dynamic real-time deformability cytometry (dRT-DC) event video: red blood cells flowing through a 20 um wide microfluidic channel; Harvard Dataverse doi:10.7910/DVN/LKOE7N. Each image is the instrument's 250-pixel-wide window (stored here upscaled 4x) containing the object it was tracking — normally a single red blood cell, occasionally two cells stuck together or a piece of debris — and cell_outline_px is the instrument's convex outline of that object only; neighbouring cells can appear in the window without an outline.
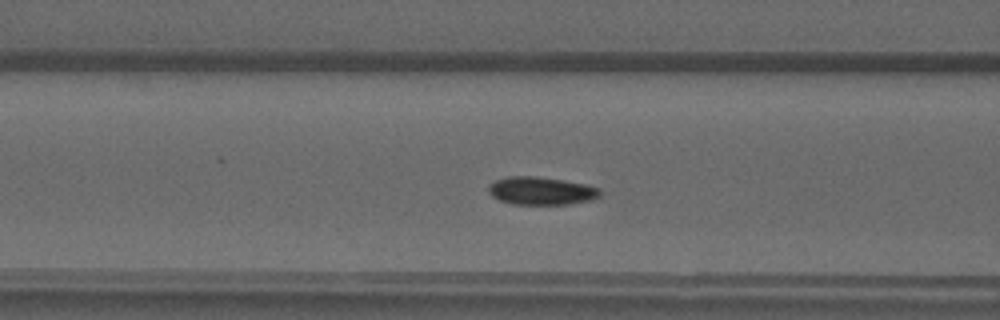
{"species": "common noctule bat (a hibernating species)", "species_latin": "Nyctalus noctula", "temperature_condition": "warm", "stored_images_in_passage": 33, "camera_frame_rate_fps": 3000, "um_per_image_px": 0.085, "animal": {"sex": "male", "forearm_length_mm": 52.5}, "frame": {"image": 1, "passage_image": 9, "time_ms": 2.667, "image_size_px": [1000, 320], "cell_outline_px": [[600, 196], [592, 200], [572, 204], [512, 204], [500, 200], [492, 196], [488, 192], [488, 184], [496, 180], [508, 176], [536, 176], [564, 180], [584, 184], [596, 188], [600, 192]], "centroid_in_image_um": [45.97, 16.22], "position_along_channel_um": 120.6, "area_um2": 18.15}}
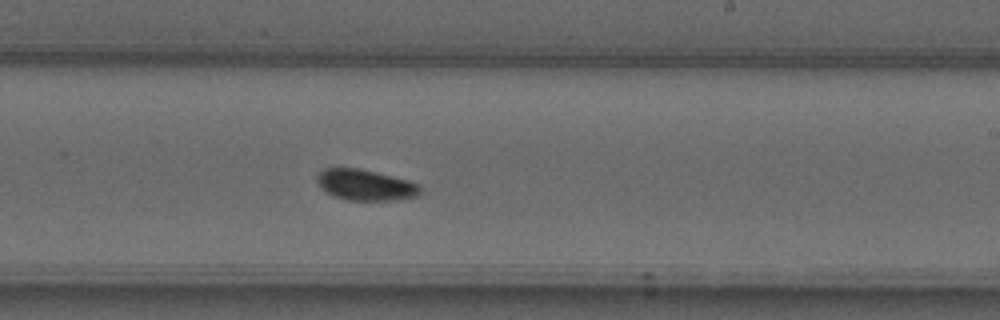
{"frame": {"image": 2, "passage_image": 19, "time_ms": 6.0, "image_size_px": [1000, 320], "cell_outline_px": [[420, 196], [396, 200], [348, 200], [332, 196], [320, 188], [316, 180], [316, 176], [324, 168], [356, 168], [376, 172], [408, 180], [420, 184]], "centroid_in_image_um": [31.05, 15.73], "position_along_channel_um": 257.9, "area_um2": 18.73}}
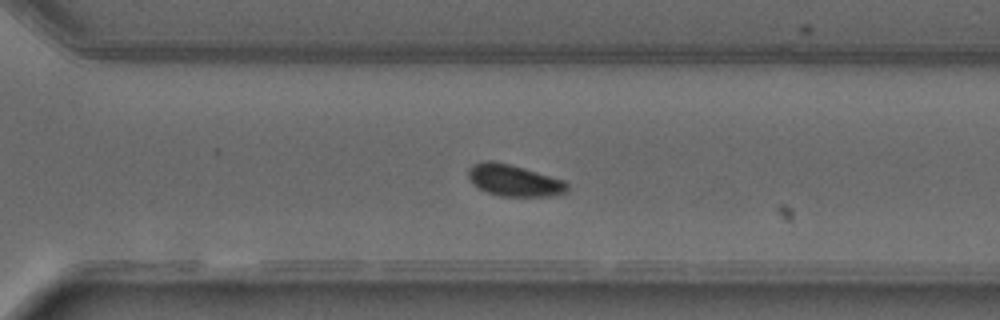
{"frame": {"image": 3, "passage_image": 24, "time_ms": 7.667, "image_size_px": [1000, 320], "cell_outline_px": [[568, 192], [556, 196], [500, 196], [488, 192], [472, 184], [468, 176], [468, 168], [472, 164], [484, 160], [492, 160], [508, 164], [564, 180], [568, 184]], "centroid_in_image_um": [43.69, 15.34], "position_along_channel_um": 326.9, "area_um2": 18.21}}